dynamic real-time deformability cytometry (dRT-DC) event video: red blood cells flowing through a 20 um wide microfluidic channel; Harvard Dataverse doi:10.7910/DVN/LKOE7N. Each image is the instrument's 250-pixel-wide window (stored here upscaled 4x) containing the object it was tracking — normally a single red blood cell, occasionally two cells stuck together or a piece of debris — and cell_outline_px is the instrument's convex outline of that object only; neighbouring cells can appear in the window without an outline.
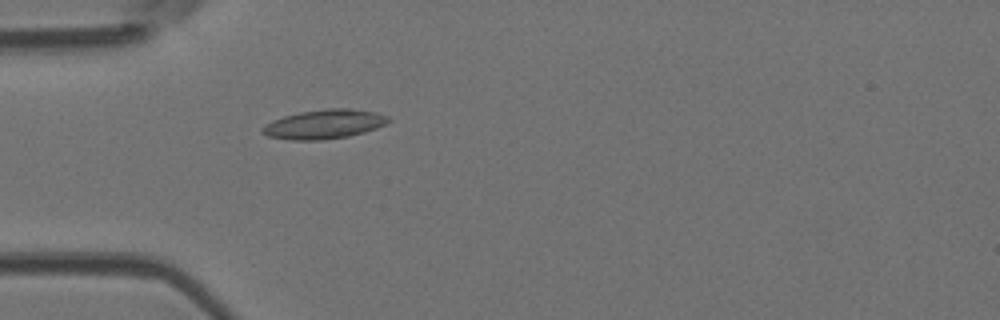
{"species": "Egyptian fruit bat (a non-hibernating species)", "species_latin": "Rousettus aegyptiacus", "temperature_condition": "room temperature", "stored_images_in_passage": 5, "camera_frame_rate_fps": 3000, "um_per_image_px": 0.085, "animal": {"sex": "female"}, "frame": {"image": 1, "passage_image": 5, "time_ms": 1.333, "image_size_px": [1000, 320], "cell_outline_px": [[392, 120], [376, 128], [364, 132], [348, 136], [320, 140], [292, 140], [268, 136], [260, 132], [260, 128], [272, 120], [284, 116], [300, 112], [328, 108], [348, 108], [376, 112], [388, 116]], "centroid_in_image_um": [27.54, 10.55], "position_along_channel_um": 57.5, "area_um2": 21.44}}